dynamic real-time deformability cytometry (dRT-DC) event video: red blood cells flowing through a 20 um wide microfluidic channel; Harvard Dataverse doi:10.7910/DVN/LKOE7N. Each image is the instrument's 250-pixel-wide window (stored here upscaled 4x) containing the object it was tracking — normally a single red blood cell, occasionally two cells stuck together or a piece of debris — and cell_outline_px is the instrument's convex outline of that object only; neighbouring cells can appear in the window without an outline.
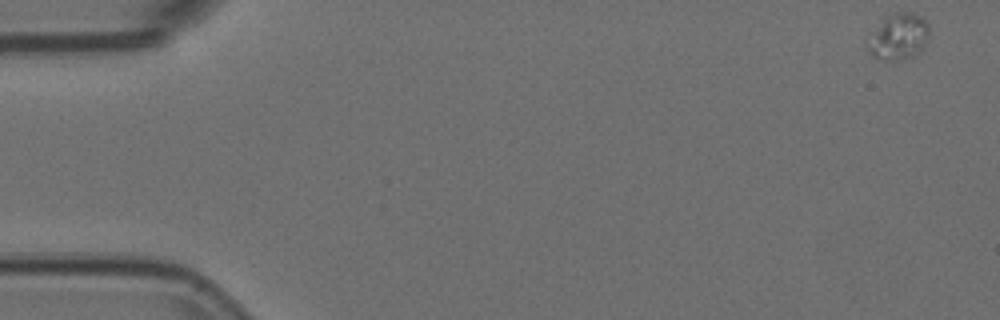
{"species": "Egyptian fruit bat (a non-hibernating species)", "species_latin": "Rousettus aegyptiacus", "temperature_condition": "room temperature", "stored_images_in_passage": 7, "camera_frame_rate_fps": 3000, "um_per_image_px": 0.085, "animal": {"sex": "female"}, "frame": {"image": 1, "passage_image": 1, "time_ms": 0.0, "image_size_px": [1000, 320], "cell_outline_px": [[928, 40], [924, 48], [920, 52], [912, 56], [900, 60], [880, 60], [872, 56], [864, 44], [884, 16], [892, 12], [912, 12], [920, 16], [928, 24]], "centroid_in_image_um": [76.35, 3.12], "position_along_channel_um": 8.7, "area_um2": 16.94}}
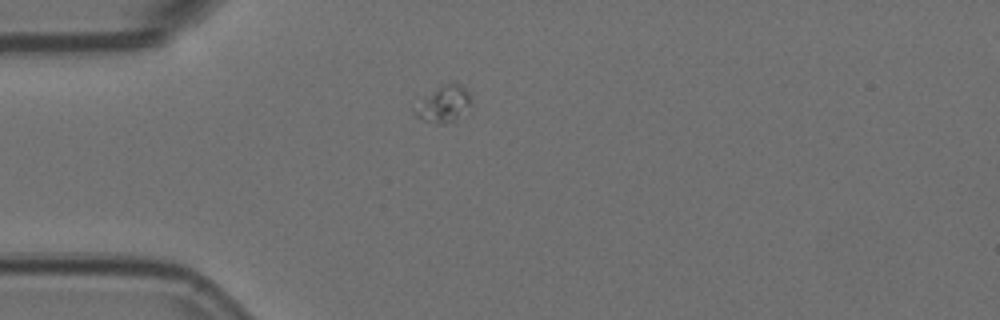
{"frame": {"image": 2, "passage_image": 5, "time_ms": 1.333, "image_size_px": [1000, 320], "cell_outline_px": [[468, 104], [456, 120], [440, 124], [436, 124], [424, 120], [416, 116], [412, 108], [436, 88], [444, 84], [460, 84], [468, 92]], "centroid_in_image_um": [37.64, 8.86], "position_along_channel_um": 47.4, "area_um2": 11.27}}